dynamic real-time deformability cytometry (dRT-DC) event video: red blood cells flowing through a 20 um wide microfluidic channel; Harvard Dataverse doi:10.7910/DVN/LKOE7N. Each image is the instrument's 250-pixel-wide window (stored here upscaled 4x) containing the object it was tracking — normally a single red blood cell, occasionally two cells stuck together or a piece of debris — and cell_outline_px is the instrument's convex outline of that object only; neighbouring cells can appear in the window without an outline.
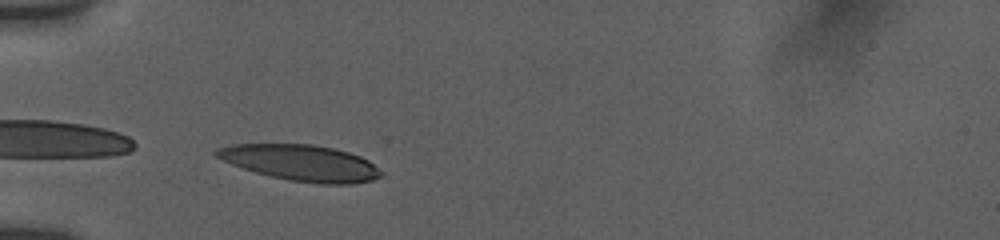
{"species": "human", "species_latin": "Homo sapiens", "temperature_condition": "room temperature", "stored_images_in_passage": 13, "camera_frame_rate_fps": 3000, "um_per_image_px": 0.085, "donor": {"sex": "female"}, "frame": {"image": 1, "passage_image": 1, "time_ms": 0.0, "image_size_px": [1000, 240], "cell_outline_px": [[384, 176], [372, 180], [352, 184], [320, 184], [288, 180], [256, 172], [232, 164], [216, 156], [212, 152], [216, 148], [232, 144], [312, 144], [332, 148], [348, 152], [360, 156], [368, 160], [384, 172]], "centroid_in_image_um": [25.61, 13.84], "position_along_channel_um": 59.4, "area_um2": 34.56}}
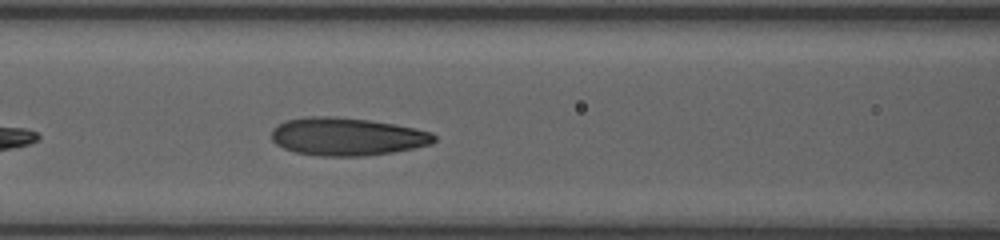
{"frame": {"image": 2, "passage_image": 8, "time_ms": 2.333, "image_size_px": [1000, 240], "cell_outline_px": [[436, 140], [432, 144], [392, 152], [364, 156], [320, 156], [296, 152], [284, 148], [276, 144], [272, 140], [272, 128], [276, 124], [284, 120], [308, 116], [336, 116], [368, 120], [416, 128], [432, 132], [436, 136]], "centroid_in_image_um": [29.47, 11.6], "position_along_channel_um": 137.1, "area_um2": 36.07}}
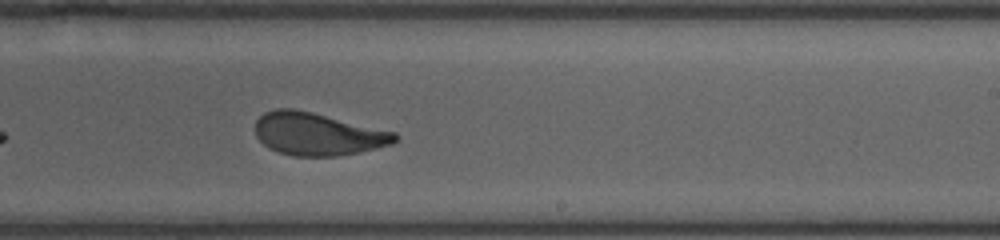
{"frame": {"image": 3, "passage_image": 12, "time_ms": 5.667, "image_size_px": [1000, 240], "cell_outline_px": [[400, 140], [392, 144], [360, 152], [336, 156], [292, 156], [268, 148], [256, 136], [256, 120], [264, 112], [276, 108], [292, 108], [312, 112], [396, 132], [400, 136]], "centroid_in_image_um": [27.03, 11.39], "position_along_channel_um": 262.0, "area_um2": 34.85}}